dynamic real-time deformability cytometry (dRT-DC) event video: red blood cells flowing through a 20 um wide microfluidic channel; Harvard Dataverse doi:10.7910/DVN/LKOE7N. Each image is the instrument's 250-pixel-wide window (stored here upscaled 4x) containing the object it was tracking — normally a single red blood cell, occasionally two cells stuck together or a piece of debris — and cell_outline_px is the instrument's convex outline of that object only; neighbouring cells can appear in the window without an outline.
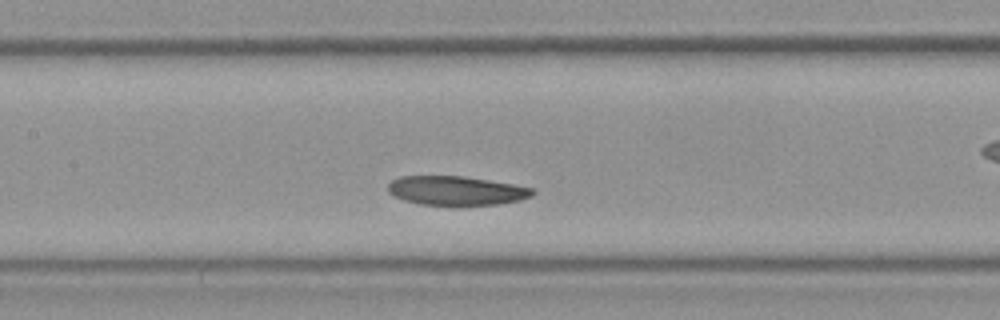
{"species": "Egyptian fruit bat (a non-hibernating species)", "species_latin": "Rousettus aegyptiacus", "temperature_condition": "room temperature", "stored_images_in_passage": 28, "camera_frame_rate_fps": 3000, "um_per_image_px": 0.085, "frame": {"image": 1, "passage_image": 13, "time_ms": 4.0, "image_size_px": [1000, 320], "cell_outline_px": [[536, 192], [532, 196], [520, 200], [496, 204], [420, 204], [404, 200], [388, 192], [388, 184], [392, 180], [400, 176], [464, 176], [536, 188]], "centroid_in_image_um": [38.8, 16.19], "position_along_channel_um": 168.6, "area_um2": 24.22}}